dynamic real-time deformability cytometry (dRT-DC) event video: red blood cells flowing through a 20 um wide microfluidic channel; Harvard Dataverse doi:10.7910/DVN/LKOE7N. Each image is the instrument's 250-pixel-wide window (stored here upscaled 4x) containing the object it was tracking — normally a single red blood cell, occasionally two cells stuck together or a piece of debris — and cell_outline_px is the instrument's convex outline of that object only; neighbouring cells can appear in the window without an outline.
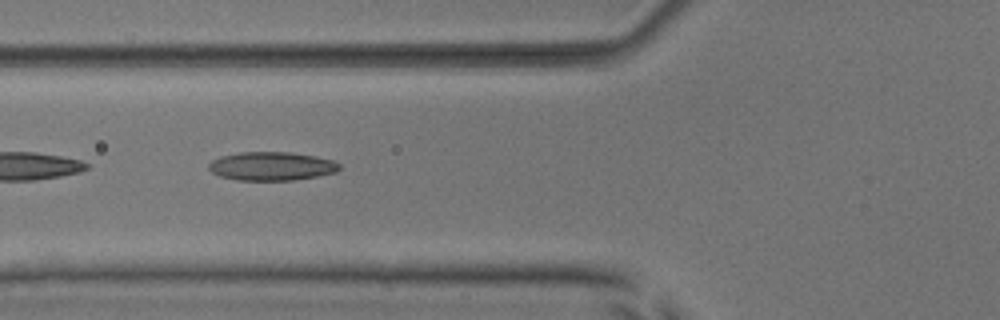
{"species": "common noctule bat (a hibernating species)", "species_latin": "Nyctalus noctula", "temperature_condition": "room temperature", "stored_images_in_passage": 38, "camera_frame_rate_fps": 3000, "um_per_image_px": 0.085, "animal": {"sex": "male", "body_mass_g": 17.9, "forearm_length_mm": 54.2}, "frame": {"image": 1, "passage_image": 6, "time_ms": 1.667, "image_size_px": [1000, 320], "cell_outline_px": [[340, 168], [336, 172], [316, 176], [292, 180], [236, 180], [220, 176], [212, 172], [208, 168], [208, 164], [212, 160], [220, 156], [240, 152], [292, 152], [316, 156], [332, 160], [340, 164]], "centroid_in_image_um": [23.07, 14.12], "position_along_channel_um": 102.7, "area_um2": 21.79}}
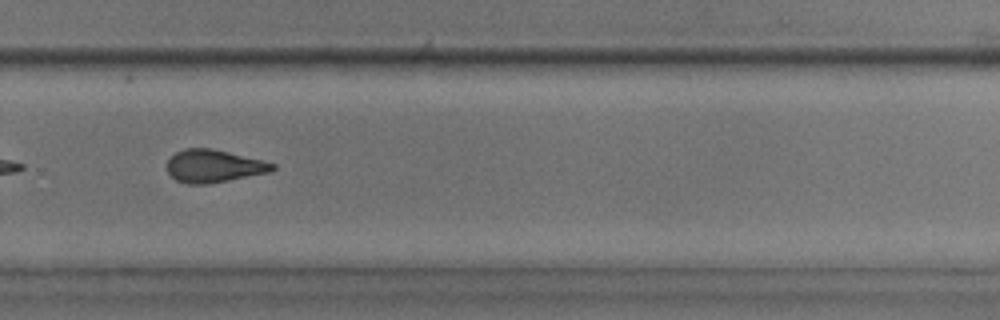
{"frame": {"image": 2, "passage_image": 22, "time_ms": 7.0, "image_size_px": [1000, 320], "cell_outline_px": [[276, 168], [272, 172], [208, 184], [188, 184], [176, 180], [168, 172], [168, 160], [176, 152], [184, 148], [212, 148], [276, 164]], "centroid_in_image_um": [18.18, 14.12], "position_along_channel_um": 311.6, "area_um2": 20.0}}
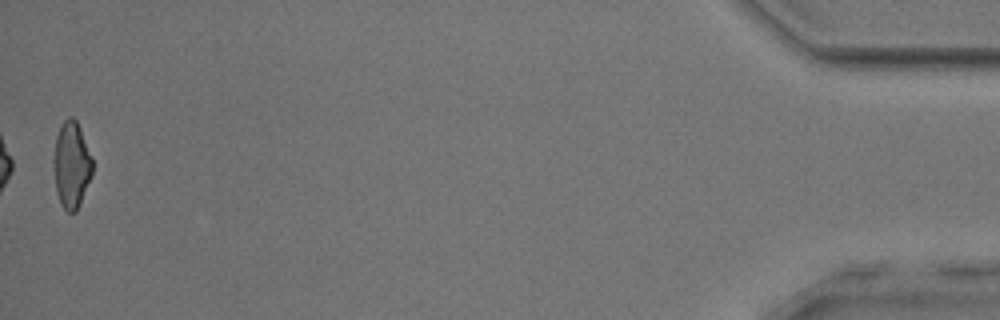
{"frame": {"image": 3, "passage_image": 38, "time_ms": 12.333, "image_size_px": [1000, 320], "cell_outline_px": [[92, 176], [80, 204], [76, 212], [68, 212], [60, 204], [56, 192], [52, 160], [56, 136], [64, 120], [68, 116], [72, 116], [76, 120], [80, 128], [92, 156]], "centroid_in_image_um": [6.07, 14.02], "position_along_channel_um": 429.1, "area_um2": 19.83}, "authors_computed_cell_mechanics": {"area_um2": 20.3456, "velocity_mm_per_s": 3.922, "shape_relaxation_time_tau1_ms": null, "shape_relaxation_time_tau2_ms": 3.0454, "deformation_change_tau1": null, "deformation_change_tau2": 0.1161}}